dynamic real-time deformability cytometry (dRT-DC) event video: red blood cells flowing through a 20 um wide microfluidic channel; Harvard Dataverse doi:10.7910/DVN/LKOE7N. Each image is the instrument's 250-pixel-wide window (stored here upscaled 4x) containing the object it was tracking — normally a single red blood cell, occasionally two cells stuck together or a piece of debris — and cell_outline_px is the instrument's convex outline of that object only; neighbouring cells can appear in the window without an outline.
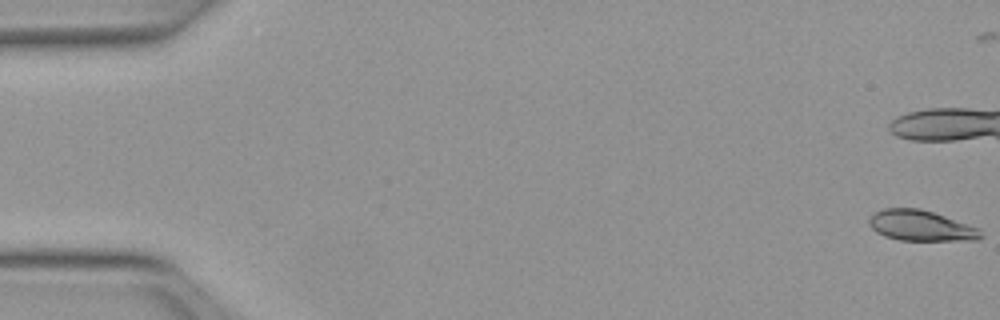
{"species": "Egyptian fruit bat (a non-hibernating species)", "species_latin": "Rousettus aegyptiacus", "temperature_condition": "warm", "stored_images_in_passage": 43, "camera_frame_rate_fps": 3000, "um_per_image_px": 0.085, "animal": {"sex": "female"}, "frame": {"image": 1, "passage_image": 1, "time_ms": 0.0, "image_size_px": [1000, 320], "cell_outline_px": [[984, 236], [976, 240], [900, 240], [884, 236], [876, 232], [868, 224], [868, 220], [876, 212], [884, 208], [920, 208], [980, 228]], "centroid_in_image_um": [78.28, 19.19], "position_along_channel_um": 6.7, "area_um2": 19.83}}
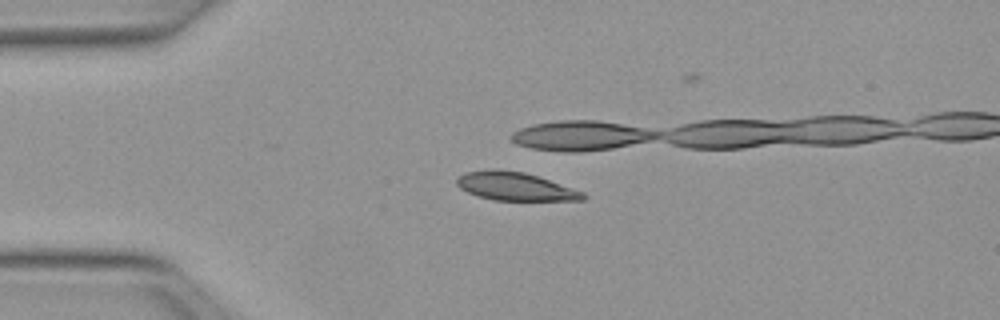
{"frame": {"image": 2, "passage_image": 13, "time_ms": 4.0, "image_size_px": [1000, 320], "cell_outline_px": [[588, 196], [584, 200], [492, 200], [476, 196], [460, 188], [456, 184], [456, 180], [464, 172], [488, 168], [500, 168], [524, 172], [584, 192]], "centroid_in_image_um": [43.74, 15.83], "position_along_channel_um": 41.3, "area_um2": 20.92}}